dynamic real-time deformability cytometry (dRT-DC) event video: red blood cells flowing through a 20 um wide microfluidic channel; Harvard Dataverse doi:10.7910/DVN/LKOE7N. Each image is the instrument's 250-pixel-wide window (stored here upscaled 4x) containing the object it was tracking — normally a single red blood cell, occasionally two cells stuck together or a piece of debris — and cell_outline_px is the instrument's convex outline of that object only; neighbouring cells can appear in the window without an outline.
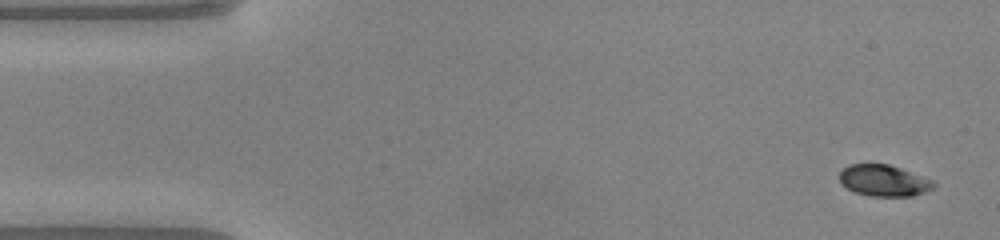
{"species": "common noctule bat (a hibernating species)", "species_latin": "Nyctalus noctula", "temperature_condition": "warm", "stored_images_in_passage": 48, "camera_frame_rate_fps": 3000, "um_per_image_px": 0.085, "animal": {"sex": "male", "body_mass_g": 20.0, "forearm_length_mm": 53.3}, "frame": {"image": 1, "passage_image": 1, "time_ms": 0.0, "image_size_px": [1000, 240], "cell_outline_px": [[936, 184], [932, 188], [924, 192], [912, 196], [872, 196], [856, 192], [840, 184], [840, 172], [848, 164], [888, 164], [900, 168], [932, 180]], "centroid_in_image_um": [75.1, 15.34], "position_along_channel_um": 9.9, "area_um2": 16.99}}
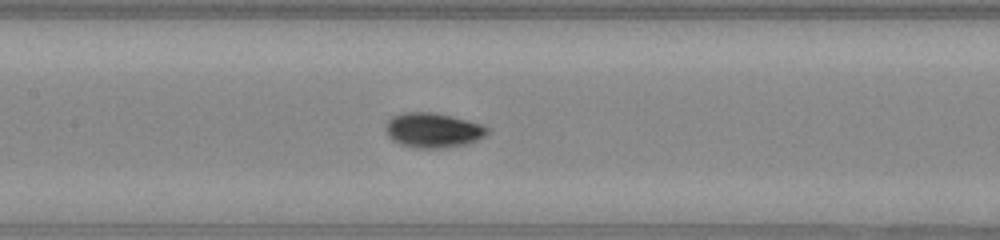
{"frame": {"image": 2, "passage_image": 21, "time_ms": 6.667, "image_size_px": [1000, 240], "cell_outline_px": [[488, 132], [484, 136], [468, 144], [448, 148], [416, 148], [400, 144], [392, 140], [388, 136], [384, 128], [384, 124], [392, 116], [404, 112], [432, 112], [480, 124], [488, 128]], "centroid_in_image_um": [36.75, 11.08], "position_along_channel_um": 170.7, "area_um2": 20.58}}
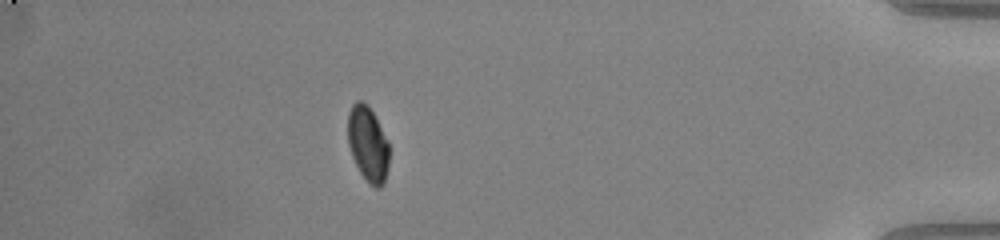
{"frame": {"image": 3, "passage_image": 42, "time_ms": 13.667, "image_size_px": [1000, 240], "cell_outline_px": [[388, 164], [384, 184], [380, 188], [376, 188], [368, 184], [360, 172], [352, 156], [348, 144], [348, 112], [352, 104], [356, 100], [360, 100], [368, 104], [376, 116], [388, 140]], "centroid_in_image_um": [31.27, 12.21], "position_along_channel_um": 403.9, "area_um2": 18.38}, "authors_computed_cell_mechanics": {"area_um2": 18.5249, "velocity_mm_per_s": 4.1033, "shape_relaxation_time_tau1_ms": 3.1859, "shape_relaxation_time_tau2_ms": null, "deformation_change_tau1": 0.1489, "deformation_change_tau2": null}}